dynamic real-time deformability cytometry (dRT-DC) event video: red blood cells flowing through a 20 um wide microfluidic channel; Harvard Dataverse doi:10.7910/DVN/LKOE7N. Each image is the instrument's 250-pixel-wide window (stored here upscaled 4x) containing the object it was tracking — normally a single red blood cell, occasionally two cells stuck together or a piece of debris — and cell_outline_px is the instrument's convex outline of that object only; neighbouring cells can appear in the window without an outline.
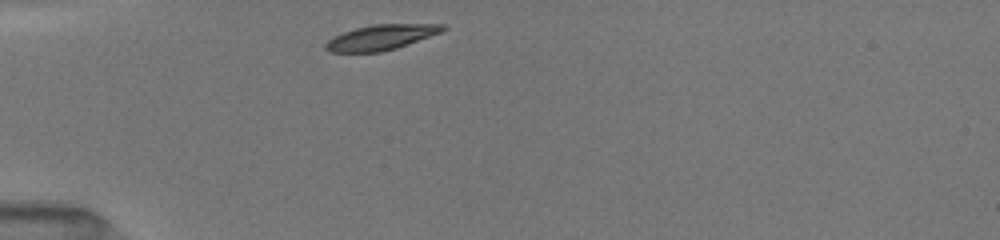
{"species": "common noctule bat (a hibernating species)", "species_latin": "Nyctalus noctula", "temperature_condition": "room temperature", "stored_images_in_passage": 19, "camera_frame_rate_fps": 3000, "um_per_image_px": 0.085, "animal": {"sex": "female", "body_mass_g": 19.5, "forearm_length_mm": 54.1}, "frame": {"image": 1, "passage_image": 1, "time_ms": 0.0, "image_size_px": [1000, 240], "cell_outline_px": [[448, 28], [440, 32], [396, 48], [380, 52], [328, 52], [324, 48], [324, 44], [332, 36], [356, 28], [372, 24], [444, 24]], "centroid_in_image_um": [32.34, 3.17], "position_along_channel_um": 52.7, "area_um2": 17.11}}
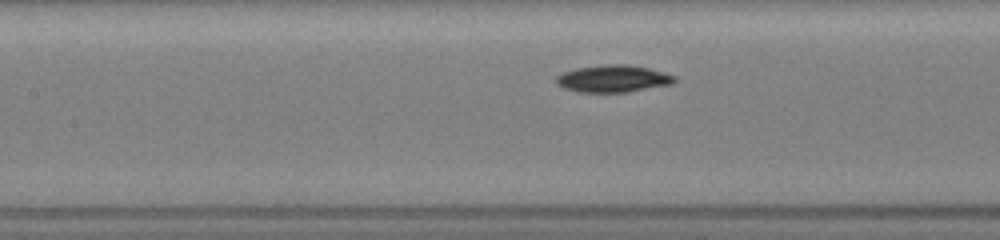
{"frame": {"image": 2, "passage_image": 10, "time_ms": 3.0, "image_size_px": [1000, 240], "cell_outline_px": [[676, 80], [672, 84], [628, 92], [576, 92], [564, 88], [556, 84], [556, 76], [564, 72], [576, 68], [604, 64], [628, 64], [648, 68], [676, 76]], "centroid_in_image_um": [52.1, 6.69], "position_along_channel_um": 155.3, "area_um2": 18.79}}
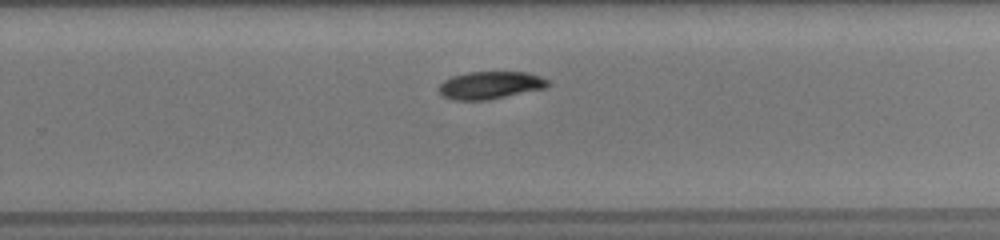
{"frame": {"image": 3, "passage_image": 19, "time_ms": 6.333, "image_size_px": [1000, 240], "cell_outline_px": [[548, 84], [544, 88], [488, 100], [452, 100], [440, 96], [440, 84], [444, 80], [452, 76], [468, 72], [528, 72], [540, 76], [548, 80]], "centroid_in_image_um": [41.63, 7.24], "position_along_channel_um": 288.2, "area_um2": 17.46}}